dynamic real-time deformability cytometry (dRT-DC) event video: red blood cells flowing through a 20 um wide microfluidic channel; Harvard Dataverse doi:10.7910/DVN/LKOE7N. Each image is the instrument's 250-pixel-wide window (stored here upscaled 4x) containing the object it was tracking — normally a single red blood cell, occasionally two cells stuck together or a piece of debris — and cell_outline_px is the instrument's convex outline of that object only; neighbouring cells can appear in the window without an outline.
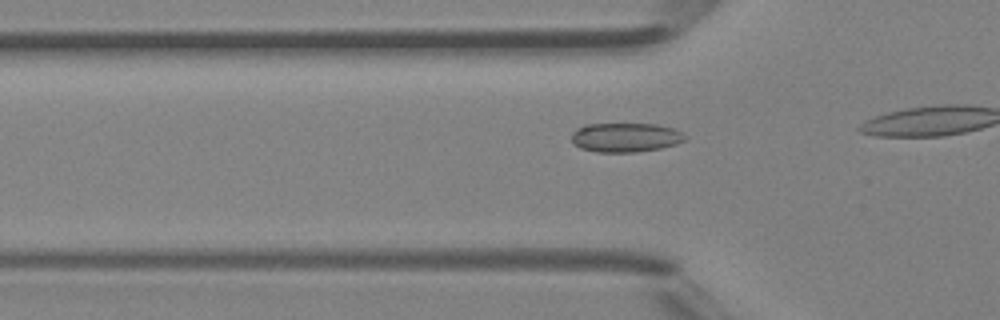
{"species": "Egyptian fruit bat (a non-hibernating species)", "species_latin": "Rousettus aegyptiacus", "temperature_condition": "room temperature", "stored_images_in_passage": 16, "camera_frame_rate_fps": 3000, "um_per_image_px": 0.085, "animal": {"sex": "female"}, "frame": {"image": 1, "passage_image": 12, "time_ms": 3.667, "image_size_px": [1000, 320], "cell_outline_px": [[684, 140], [676, 144], [660, 148], [636, 152], [596, 152], [580, 148], [572, 144], [572, 132], [576, 128], [584, 124], [656, 124], [672, 128], [684, 132]], "centroid_in_image_um": [53.12, 11.68], "position_along_channel_um": 72.7, "area_um2": 19.42}}